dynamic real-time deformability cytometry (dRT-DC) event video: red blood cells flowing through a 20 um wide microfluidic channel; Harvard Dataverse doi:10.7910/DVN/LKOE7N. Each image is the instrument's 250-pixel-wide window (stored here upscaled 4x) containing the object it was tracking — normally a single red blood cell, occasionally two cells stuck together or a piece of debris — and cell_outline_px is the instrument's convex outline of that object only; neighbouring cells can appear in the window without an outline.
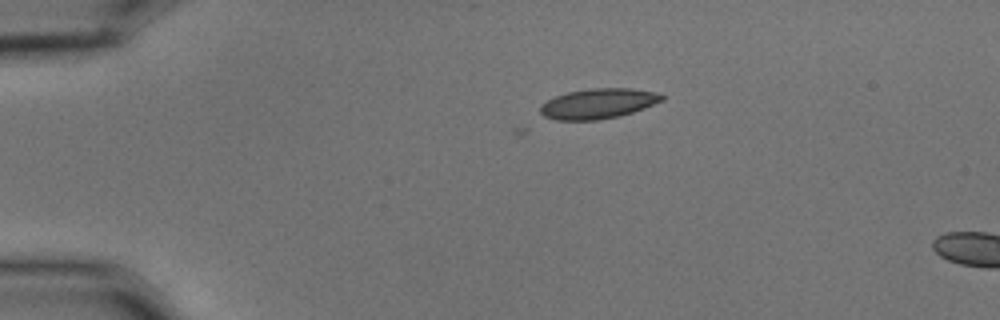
{"species": "common noctule bat (a hibernating species)", "species_latin": "Nyctalus noctula", "temperature_condition": "cold", "stored_images_in_passage": 2, "camera_frame_rate_fps": 3000, "um_per_image_px": 0.085, "animal": {"sex": "male", "body_mass_g": 15.6}, "frame": {"image": 1, "passage_image": 2, "time_ms": 0.333, "image_size_px": [1000, 320], "cell_outline_px": [[664, 100], [644, 108], [620, 116], [596, 120], [556, 120], [544, 116], [540, 112], [540, 104], [556, 96], [568, 92], [592, 88], [632, 88], [660, 92], [664, 96]], "centroid_in_image_um": [50.88, 8.8], "position_along_channel_um": 34.1, "area_um2": 21.44}}